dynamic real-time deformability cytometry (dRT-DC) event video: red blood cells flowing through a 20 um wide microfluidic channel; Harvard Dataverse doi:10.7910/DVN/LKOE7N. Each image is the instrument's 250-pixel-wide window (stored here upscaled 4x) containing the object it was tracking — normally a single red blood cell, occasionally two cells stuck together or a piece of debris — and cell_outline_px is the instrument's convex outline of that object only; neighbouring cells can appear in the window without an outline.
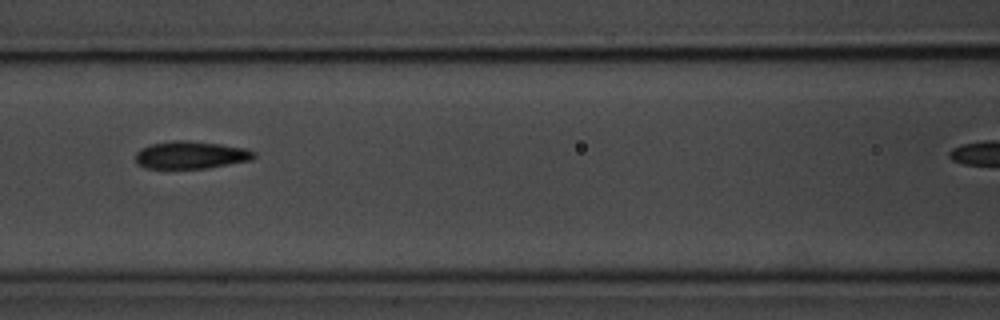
{"species": "common noctule bat (a hibernating species)", "species_latin": "Nyctalus noctula", "temperature_condition": "room temperature", "stored_images_in_passage": 10, "segment_of_instrument_passage": [1, 2], "camera_frame_rate_fps": 3000, "um_per_image_px": 0.085, "animal": {"sex": "male", "body_mass_g": 20.1, "forearm_length_mm": 53.5}, "frame": {"image": 1, "passage_image": 6, "time_ms": 5.667, "image_size_px": [1000, 320], "cell_outline_px": [[256, 156], [252, 160], [208, 168], [144, 168], [136, 164], [136, 152], [140, 148], [148, 144], [172, 140], [188, 140], [220, 144], [244, 148], [256, 152]], "centroid_in_image_um": [16.19, 13.17], "position_along_channel_um": 150.4, "area_um2": 19.25}}